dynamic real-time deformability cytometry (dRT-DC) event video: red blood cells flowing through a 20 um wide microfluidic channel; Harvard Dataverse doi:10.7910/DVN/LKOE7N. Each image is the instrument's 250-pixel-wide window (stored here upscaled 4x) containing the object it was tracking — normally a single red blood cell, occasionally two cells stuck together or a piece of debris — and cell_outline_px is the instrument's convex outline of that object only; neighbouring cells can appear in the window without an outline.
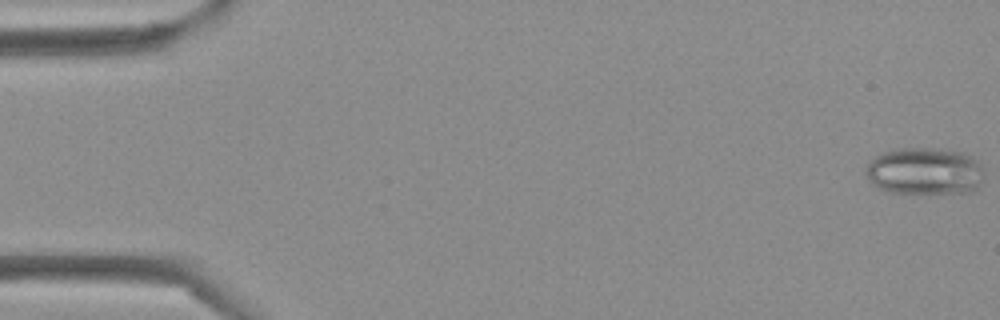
{"species": "Egyptian fruit bat (a non-hibernating species)", "species_latin": "Rousettus aegyptiacus", "temperature_condition": "cold", "stored_images_in_passage": 44, "camera_frame_rate_fps": 3000, "um_per_image_px": 0.085, "frame": {"image": 1, "passage_image": 1, "time_ms": 0.0, "image_size_px": [1000, 320], "cell_outline_px": [[984, 180], [972, 192], [888, 192], [876, 188], [868, 180], [864, 172], [868, 160], [872, 156], [880, 152], [896, 148], [940, 148], [964, 152], [972, 156], [980, 164], [984, 172]], "centroid_in_image_um": [78.55, 14.52], "position_along_channel_um": 6.4, "area_um2": 33.18}}
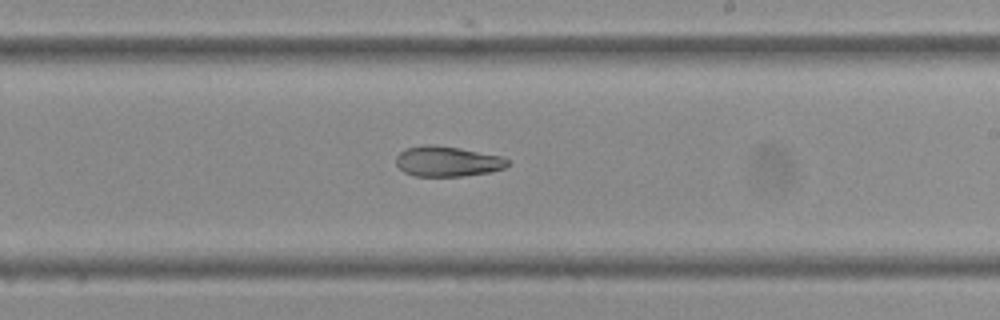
{"frame": {"image": 2, "passage_image": 26, "time_ms": 8.333, "image_size_px": [1000, 320], "cell_outline_px": [[508, 164], [504, 168], [488, 172], [460, 176], [416, 176], [404, 172], [396, 164], [396, 156], [404, 148], [428, 144], [432, 144], [460, 148], [500, 156], [508, 160]], "centroid_in_image_um": [37.98, 13.71], "position_along_channel_um": 251.0, "area_um2": 19.54}}
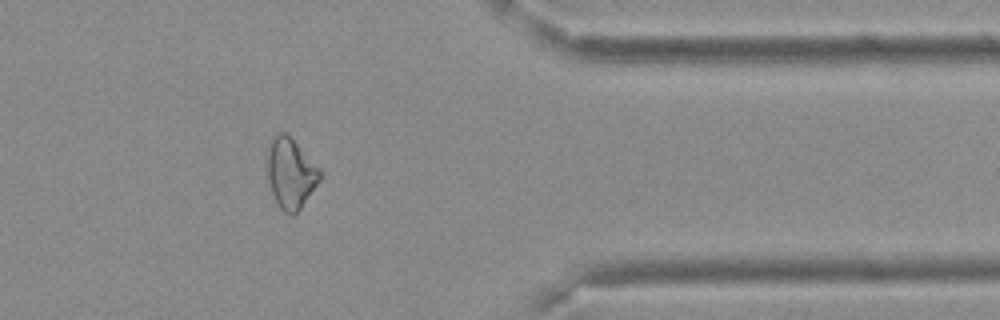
{"frame": {"image": 3, "passage_image": 36, "time_ms": 11.667, "image_size_px": [1000, 320], "cell_outline_px": [[320, 180], [300, 208], [292, 216], [284, 212], [280, 208], [272, 192], [268, 180], [264, 156], [268, 140], [276, 132], [288, 132], [320, 168]], "centroid_in_image_um": [24.64, 14.62], "position_along_channel_um": 386.8, "area_um2": 22.25}}